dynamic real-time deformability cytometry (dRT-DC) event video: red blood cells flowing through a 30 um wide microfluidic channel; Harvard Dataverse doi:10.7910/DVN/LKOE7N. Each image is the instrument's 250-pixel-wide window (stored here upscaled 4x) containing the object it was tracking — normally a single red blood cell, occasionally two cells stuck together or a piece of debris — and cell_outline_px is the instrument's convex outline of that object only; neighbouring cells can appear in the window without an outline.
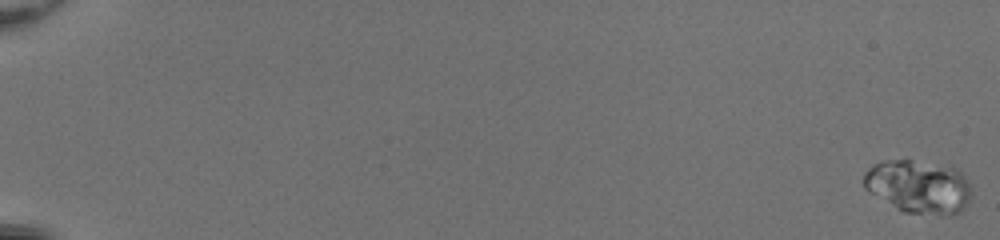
{"species": "common noctule bat (a hibernating species)", "species_latin": "Nyctalus noctula", "temperature_condition": "room temperature", "stored_images_in_passage": 55, "camera_frame_rate_fps": 3000, "um_per_image_px": 0.085, "animal": {"sex": "female", "body_mass_g": 20.0, "forearm_length_mm": 54.0}, "frame": {"image": 1, "passage_image": 1, "time_ms": 0.0, "image_size_px": [1000, 240], "cell_outline_px": [[972, 196], [960, 212], [940, 216], [904, 212], [896, 208], [864, 188], [864, 172], [872, 164], [884, 160], [908, 160], [956, 168], [968, 180], [972, 188]], "centroid_in_image_um": [78.1, 15.88], "position_along_channel_um": 6.9, "area_um2": 33.41}}
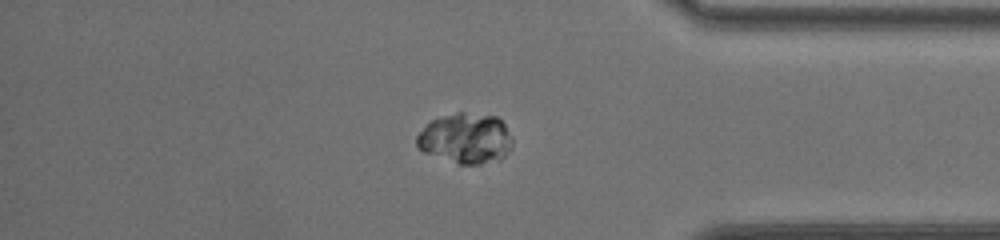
{"frame": {"image": 2, "passage_image": 48, "time_ms": 15.667, "image_size_px": [1000, 240], "cell_outline_px": [[512, 148], [500, 160], [480, 164], [460, 164], [424, 152], [416, 148], [416, 136], [432, 120], [456, 112], [464, 112], [496, 116], [504, 124], [512, 140]], "centroid_in_image_um": [39.59, 11.77], "position_along_channel_um": 395.6, "area_um2": 27.92}}
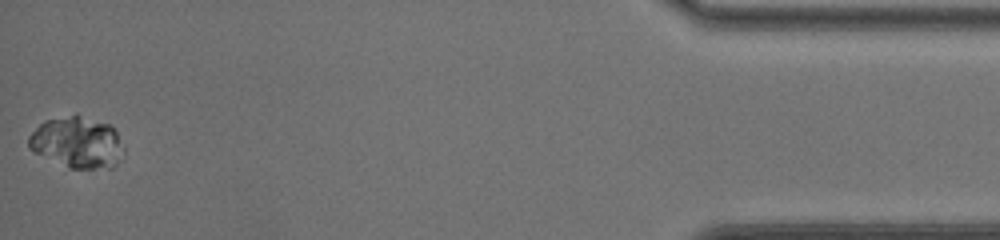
{"frame": {"image": 3, "passage_image": 55, "time_ms": 18.0, "image_size_px": [1000, 240], "cell_outline_px": [[116, 164], [112, 168], [68, 168], [28, 148], [28, 136], [44, 120], [76, 112], [108, 124], [116, 132]], "centroid_in_image_um": [6.42, 12.05], "position_along_channel_um": 428.8, "area_um2": 27.57}}